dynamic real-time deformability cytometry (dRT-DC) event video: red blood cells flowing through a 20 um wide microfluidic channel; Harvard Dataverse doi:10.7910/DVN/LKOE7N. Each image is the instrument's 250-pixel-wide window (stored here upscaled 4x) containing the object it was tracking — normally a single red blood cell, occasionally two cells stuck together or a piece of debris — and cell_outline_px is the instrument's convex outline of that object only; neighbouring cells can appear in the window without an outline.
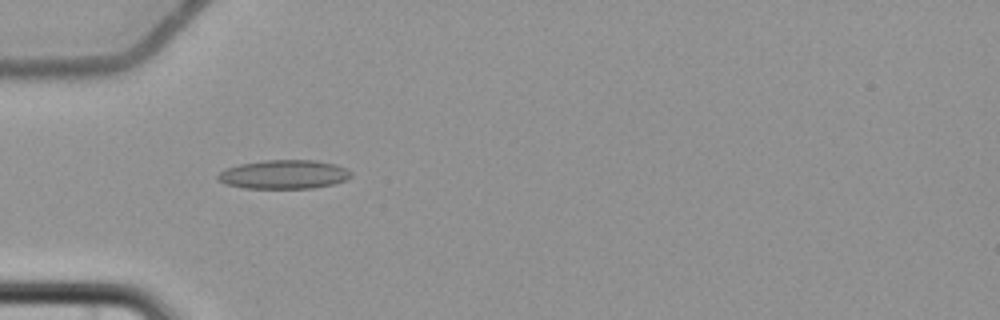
{"species": "common noctule bat (a hibernating species)", "species_latin": "Nyctalus noctula", "temperature_condition": "cold", "stored_images_in_passage": 5, "camera_frame_rate_fps": 3000, "um_per_image_px": 0.085, "animal": {"sex": "female", "body_mass_g": 22.7, "forearm_length_mm": 54.2}, "frame": {"image": 1, "passage_image": 5, "time_ms": 4.667, "image_size_px": [1000, 320], "cell_outline_px": [[352, 176], [344, 180], [332, 184], [312, 188], [244, 188], [224, 184], [216, 180], [216, 176], [220, 172], [228, 168], [240, 164], [264, 160], [316, 160], [336, 164], [348, 168], [352, 172]], "centroid_in_image_um": [24.13, 14.82], "position_along_channel_um": 60.9, "area_um2": 22.54}}